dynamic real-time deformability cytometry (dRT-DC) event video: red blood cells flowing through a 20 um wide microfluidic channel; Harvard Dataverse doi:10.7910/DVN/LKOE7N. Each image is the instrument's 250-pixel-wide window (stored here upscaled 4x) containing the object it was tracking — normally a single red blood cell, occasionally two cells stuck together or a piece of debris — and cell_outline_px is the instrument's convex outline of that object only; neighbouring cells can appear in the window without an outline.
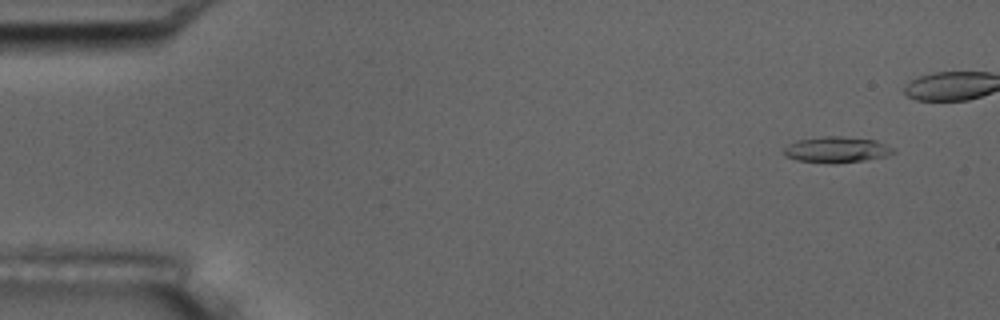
{"species": "common noctule bat (a hibernating species)", "species_latin": "Nyctalus noctula", "temperature_condition": "room temperature", "stored_images_in_passage": 6, "camera_frame_rate_fps": 3000, "um_per_image_px": 0.085, "animal": {"sex": "male", "body_mass_g": 17.5, "forearm_length_mm": 52.3}, "frame": {"image": 1, "passage_image": 1, "time_ms": 0.0, "image_size_px": [1000, 320], "cell_outline_px": [[896, 152], [884, 156], [864, 160], [836, 164], [832, 164], [796, 160], [784, 156], [784, 148], [788, 144], [796, 140], [820, 136], [840, 136], [876, 140], [896, 148]], "centroid_in_image_um": [71.1, 12.72], "position_along_channel_um": 13.9, "area_um2": 16.82}}